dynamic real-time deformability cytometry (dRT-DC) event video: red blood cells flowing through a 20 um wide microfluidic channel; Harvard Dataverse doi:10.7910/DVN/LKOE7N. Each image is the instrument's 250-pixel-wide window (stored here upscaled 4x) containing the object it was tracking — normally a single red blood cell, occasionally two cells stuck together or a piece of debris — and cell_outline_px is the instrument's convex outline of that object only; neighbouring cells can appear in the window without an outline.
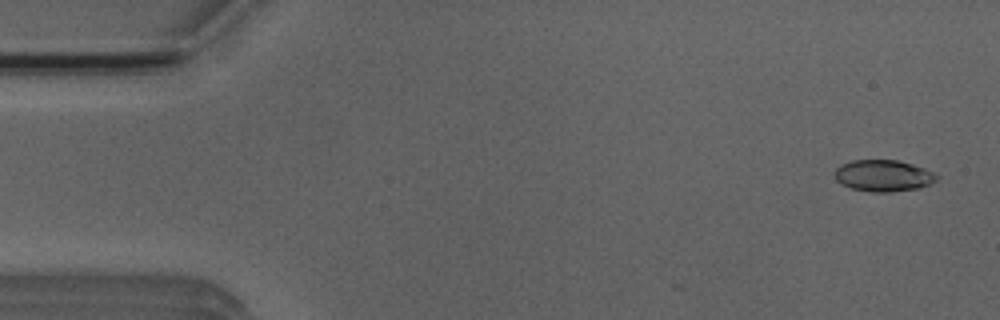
{"species": "Egyptian fruit bat (a non-hibernating species)", "species_latin": "Rousettus aegyptiacus", "temperature_condition": "room temperature", "stored_images_in_passage": 4, "camera_frame_rate_fps": 3000, "um_per_image_px": 0.085, "animal": {"sex": "male"}, "frame": {"image": 1, "passage_image": 2, "time_ms": 0.333, "image_size_px": [1000, 320], "cell_outline_px": [[940, 176], [936, 180], [920, 188], [892, 192], [872, 192], [852, 188], [836, 180], [836, 168], [840, 164], [852, 160], [896, 160], [912, 164], [924, 168]], "centroid_in_image_um": [75.1, 14.93], "position_along_channel_um": 9.9, "area_um2": 18.61}}